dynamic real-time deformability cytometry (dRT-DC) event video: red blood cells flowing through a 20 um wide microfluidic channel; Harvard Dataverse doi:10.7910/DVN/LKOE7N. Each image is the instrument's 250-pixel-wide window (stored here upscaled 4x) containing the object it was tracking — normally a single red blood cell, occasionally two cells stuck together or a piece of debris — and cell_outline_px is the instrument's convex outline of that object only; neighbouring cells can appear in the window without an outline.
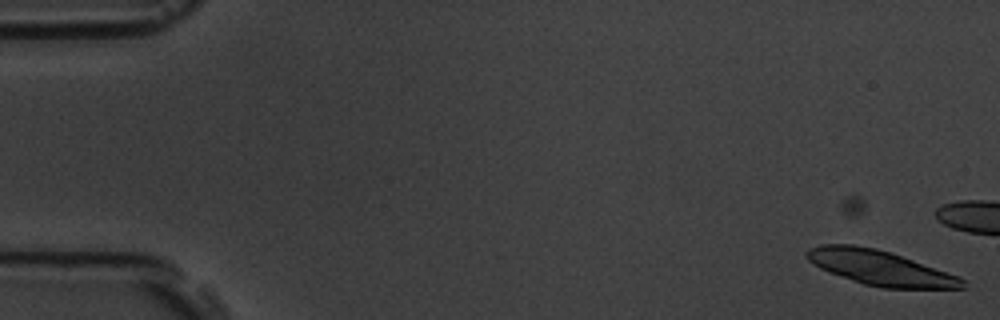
{"species": "common noctule bat (a hibernating species)", "species_latin": "Nyctalus noctula", "temperature_condition": "room temperature", "stored_images_in_passage": 9, "camera_frame_rate_fps": 3000, "um_per_image_px": 0.085, "animal": {"sex": "male", "body_mass_g": 19.5, "forearm_length_mm": 54.6}, "frame": {"image": 1, "passage_image": 1, "time_ms": 0.0, "image_size_px": [1000, 320], "cell_outline_px": [[964, 288], [884, 288], [864, 284], [828, 272], [820, 268], [808, 260], [804, 256], [804, 252], [808, 248], [820, 244], [852, 244], [876, 248], [892, 252], [956, 276], [964, 280]], "centroid_in_image_um": [74.71, 22.74], "position_along_channel_um": 10.3, "area_um2": 31.39}}